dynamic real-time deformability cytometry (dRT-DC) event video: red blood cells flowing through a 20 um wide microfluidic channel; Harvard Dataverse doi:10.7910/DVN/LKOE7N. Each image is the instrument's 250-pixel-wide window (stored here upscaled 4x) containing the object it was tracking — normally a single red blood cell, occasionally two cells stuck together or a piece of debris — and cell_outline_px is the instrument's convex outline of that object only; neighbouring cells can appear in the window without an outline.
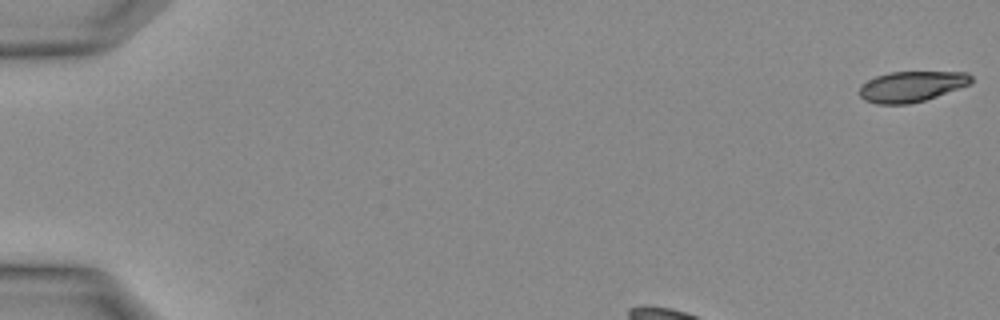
{"species": "Egyptian fruit bat (a non-hibernating species)", "species_latin": "Rousettus aegyptiacus", "temperature_condition": "warm", "stored_images_in_passage": 30, "camera_frame_rate_fps": 3000, "um_per_image_px": 0.085, "animal": {"sex": "female"}, "frame": {"image": 1, "passage_image": 1, "time_ms": 0.0, "image_size_px": [1000, 320], "cell_outline_px": [[972, 84], [924, 100], [908, 104], [876, 104], [864, 100], [860, 96], [860, 84], [876, 76], [888, 72], [968, 72], [972, 76]], "centroid_in_image_um": [77.48, 7.34], "position_along_channel_um": 7.5, "area_um2": 20.0}}
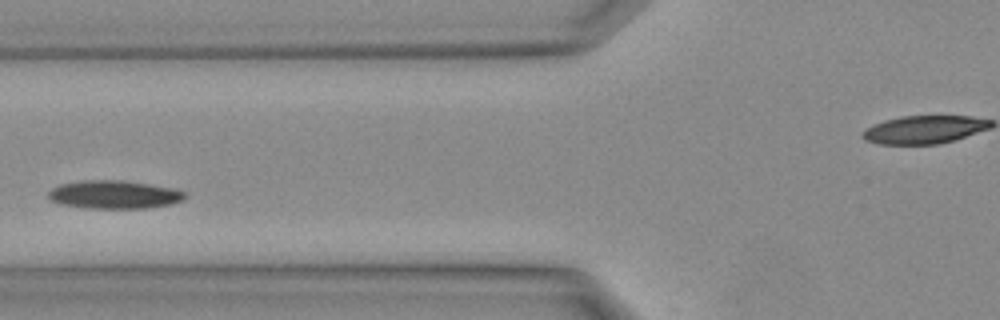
{"frame": {"image": 2, "passage_image": 10, "time_ms": 3.0, "image_size_px": [1000, 320], "cell_outline_px": [[188, 196], [184, 200], [172, 204], [148, 208], [88, 208], [60, 204], [52, 200], [48, 196], [48, 192], [52, 188], [60, 184], [84, 180], [124, 180], [172, 188], [188, 192]], "centroid_in_image_um": [9.76, 16.54], "position_along_channel_um": 116.0, "area_um2": 22.6}}
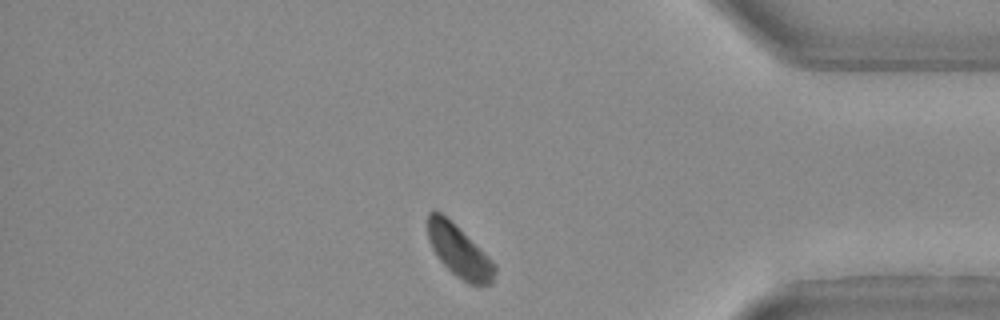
{"frame": {"image": 3, "passage_image": 25, "time_ms": 8.0, "image_size_px": [1000, 320], "cell_outline_px": [[496, 272], [492, 284], [468, 284], [456, 276], [436, 256], [428, 240], [428, 212], [440, 212], [480, 248], [496, 264]], "centroid_in_image_um": [39.04, 21.39], "position_along_channel_um": 396.2, "area_um2": 19.88}}